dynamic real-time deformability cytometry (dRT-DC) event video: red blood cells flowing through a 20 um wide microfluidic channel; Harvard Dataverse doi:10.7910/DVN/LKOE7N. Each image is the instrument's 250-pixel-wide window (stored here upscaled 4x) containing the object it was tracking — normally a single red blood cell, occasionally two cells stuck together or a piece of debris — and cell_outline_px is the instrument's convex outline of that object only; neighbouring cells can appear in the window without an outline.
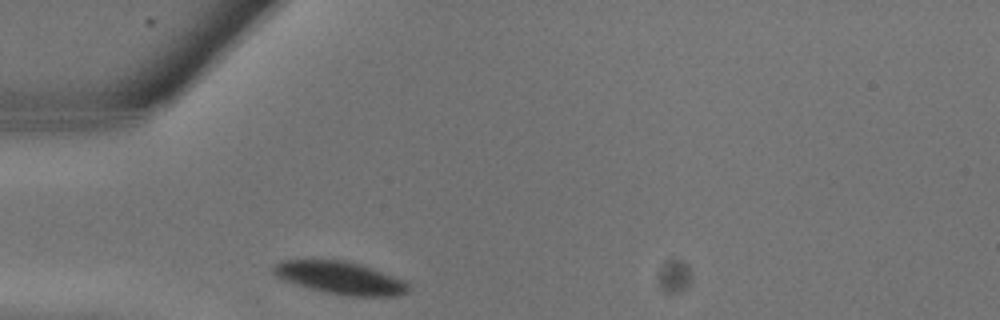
{"species": "common noctule bat (a hibernating species)", "species_latin": "Nyctalus noctula", "temperature_condition": "warm", "stored_images_in_passage": 6, "camera_frame_rate_fps": 3000, "um_per_image_px": 0.085, "animal": {"sex": "male", "body_mass_g": 13.3}, "frame": {"image": 1, "passage_image": 1, "time_ms": 0.0, "image_size_px": [1000, 320], "cell_outline_px": [[408, 292], [396, 296], [352, 296], [324, 292], [296, 284], [276, 276], [272, 272], [272, 268], [276, 264], [284, 260], [344, 260], [360, 264], [372, 268], [404, 280], [408, 284]], "centroid_in_image_um": [28.93, 23.62], "position_along_channel_um": 56.1, "area_um2": 25.32}}
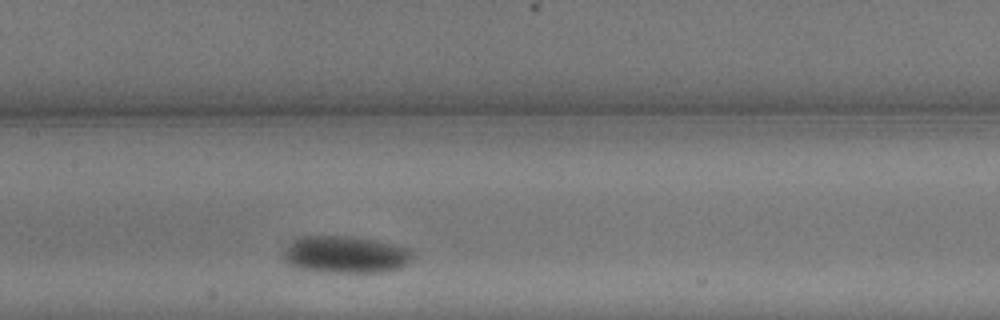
{"frame": {"image": 2, "passage_image": 6, "time_ms": 1.667, "image_size_px": [1000, 320], "cell_outline_px": [[412, 256], [408, 264], [400, 268], [388, 272], [328, 272], [296, 268], [288, 264], [284, 260], [284, 252], [292, 240], [296, 236], [352, 236], [392, 244], [408, 248], [412, 252]], "centroid_in_image_um": [29.35, 21.64], "position_along_channel_um": 178.1, "area_um2": 27.98}}